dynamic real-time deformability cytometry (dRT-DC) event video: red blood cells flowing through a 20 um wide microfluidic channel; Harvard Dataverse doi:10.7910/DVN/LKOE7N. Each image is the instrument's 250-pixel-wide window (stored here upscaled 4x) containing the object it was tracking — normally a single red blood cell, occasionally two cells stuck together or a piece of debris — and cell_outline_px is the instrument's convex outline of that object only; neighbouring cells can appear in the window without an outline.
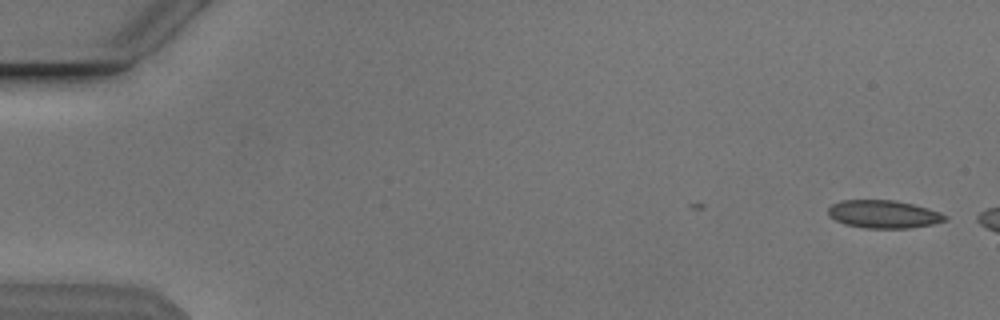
{"species": "Egyptian fruit bat (a non-hibernating species)", "species_latin": "Rousettus aegyptiacus", "temperature_condition": "cold", "stored_images_in_passage": 2, "camera_frame_rate_fps": 3000, "um_per_image_px": 0.085, "animal": {"sex": "male"}, "frame": {"image": 1, "passage_image": 2, "time_ms": 0.333, "image_size_px": [1000, 320], "cell_outline_px": [[948, 220], [932, 224], [908, 228], [864, 228], [844, 224], [828, 216], [828, 208], [832, 204], [840, 200], [896, 200], [928, 208], [940, 212], [948, 216]], "centroid_in_image_um": [75.1, 18.2], "position_along_channel_um": 9.9, "area_um2": 19.13}}